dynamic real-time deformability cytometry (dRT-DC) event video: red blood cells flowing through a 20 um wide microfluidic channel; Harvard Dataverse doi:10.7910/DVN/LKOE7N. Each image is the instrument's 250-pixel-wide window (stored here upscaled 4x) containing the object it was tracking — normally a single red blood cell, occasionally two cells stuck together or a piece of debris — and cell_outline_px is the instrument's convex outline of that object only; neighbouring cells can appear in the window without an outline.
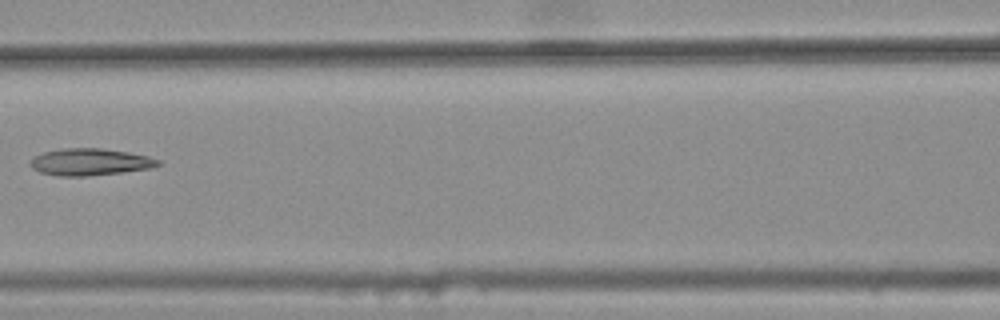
{"species": "common noctule bat (a hibernating species)", "species_latin": "Nyctalus noctula", "temperature_condition": "warm", "stored_images_in_passage": 4, "camera_frame_rate_fps": 3000, "um_per_image_px": 0.085, "animal": {"sex": "female", "body_mass_g": 25.1}, "frame": {"image": 1, "passage_image": 4, "time_ms": 1.0, "image_size_px": [1000, 320], "cell_outline_px": [[160, 164], [152, 168], [124, 172], [88, 176], [60, 176], [40, 172], [32, 168], [28, 164], [36, 156], [44, 152], [60, 148], [100, 148], [128, 152], [148, 156], [160, 160]], "centroid_in_image_um": [7.66, 13.77], "position_along_channel_um": 158.9, "area_um2": 20.06}}